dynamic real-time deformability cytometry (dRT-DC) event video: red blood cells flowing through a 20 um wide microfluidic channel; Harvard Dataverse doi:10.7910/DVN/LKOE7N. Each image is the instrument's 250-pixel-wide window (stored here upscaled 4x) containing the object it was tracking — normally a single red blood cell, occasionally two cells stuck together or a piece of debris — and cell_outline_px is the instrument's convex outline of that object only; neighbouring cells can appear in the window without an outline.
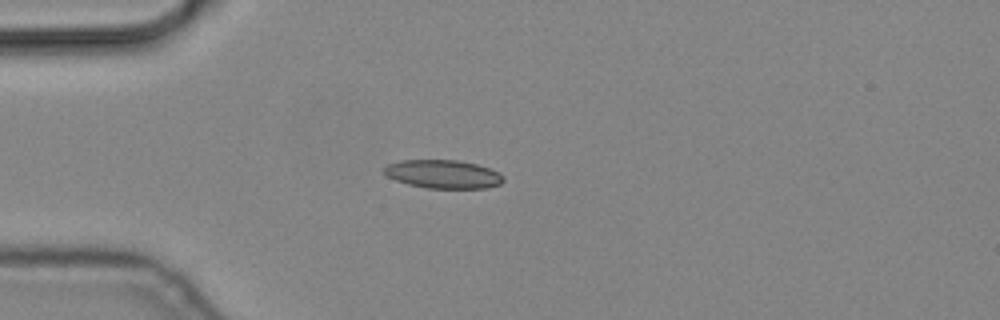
{"species": "common noctule bat (a hibernating species)", "species_latin": "Nyctalus noctula", "temperature_condition": "cold", "stored_images_in_passage": 6, "camera_frame_rate_fps": 3000, "um_per_image_px": 0.085, "animal": {"sex": "male", "body_mass_g": 19.2, "forearm_length_mm": 51.8}, "frame": {"image": 1, "passage_image": 1, "time_ms": 0.0, "image_size_px": [1000, 320], "cell_outline_px": [[504, 180], [500, 184], [484, 188], [428, 188], [408, 184], [396, 180], [388, 176], [384, 172], [384, 168], [388, 164], [400, 160], [456, 160], [476, 164], [500, 172], [504, 176]], "centroid_in_image_um": [37.68, 14.8], "position_along_channel_um": 47.3, "area_um2": 19.65}}
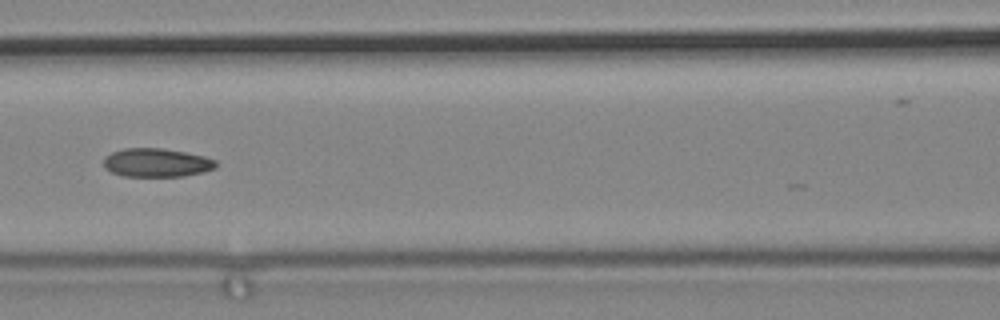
{"frame": {"image": 2, "passage_image": 4, "time_ms": 1.0, "image_size_px": [1000, 320], "cell_outline_px": [[216, 168], [204, 172], [184, 176], [124, 176], [112, 172], [104, 168], [104, 156], [112, 152], [124, 148], [160, 148], [184, 152], [204, 156], [216, 160]], "centroid_in_image_um": [13.3, 13.83], "position_along_channel_um": 153.3, "area_um2": 18.73}}
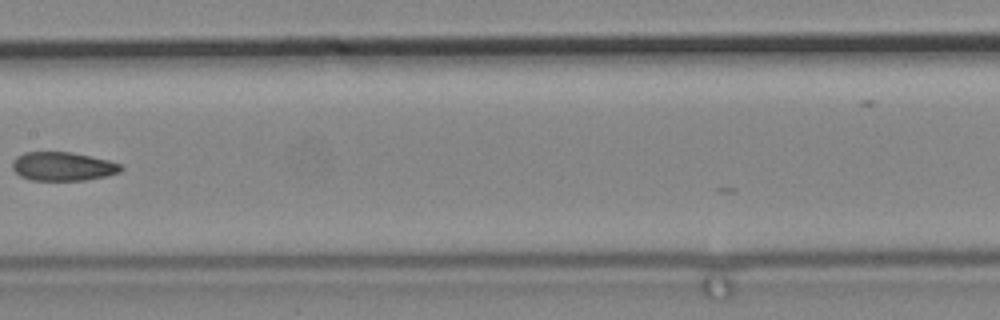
{"frame": {"image": 3, "passage_image": 5, "time_ms": 1.333, "image_size_px": [1000, 320], "cell_outline_px": [[124, 168], [120, 172], [104, 176], [84, 180], [32, 180], [20, 176], [12, 168], [12, 160], [16, 156], [24, 152], [72, 152], [108, 160], [120, 164]], "centroid_in_image_um": [5.31, 14.13], "position_along_channel_um": 202.1, "area_um2": 18.15}}